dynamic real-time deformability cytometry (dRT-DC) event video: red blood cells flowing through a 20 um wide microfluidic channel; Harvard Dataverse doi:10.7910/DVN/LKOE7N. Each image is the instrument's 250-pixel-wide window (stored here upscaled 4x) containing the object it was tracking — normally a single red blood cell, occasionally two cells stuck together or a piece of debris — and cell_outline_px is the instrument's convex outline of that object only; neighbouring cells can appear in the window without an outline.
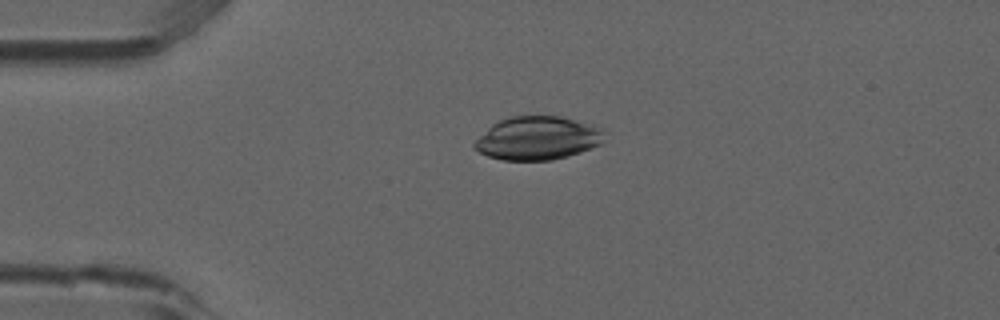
{"species": "common noctule bat (a hibernating species)", "species_latin": "Nyctalus noctula", "temperature_condition": "room temperature", "stored_images_in_passage": 4, "camera_frame_rate_fps": 3000, "um_per_image_px": 0.085, "animal": {"sex": "male", "forearm_length_mm": 52.5}, "frame": {"image": 1, "passage_image": 2, "time_ms": 0.333, "image_size_px": [1000, 320], "cell_outline_px": [[604, 128], [600, 144], [580, 152], [568, 156], [552, 160], [504, 160], [488, 156], [480, 152], [472, 144], [492, 124], [500, 120], [512, 116], [560, 116], [592, 124]], "centroid_in_image_um": [45.7, 11.74], "position_along_channel_um": 39.3, "area_um2": 32.6}}
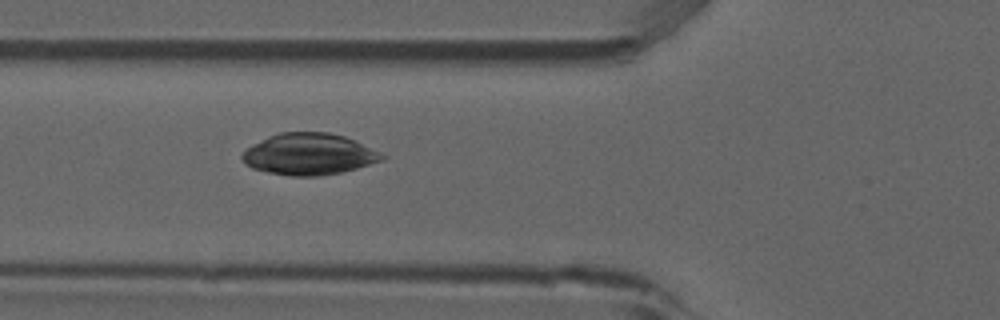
{"frame": {"image": 2, "passage_image": 4, "time_ms": 1.0, "image_size_px": [1000, 320], "cell_outline_px": [[388, 156], [380, 160], [356, 168], [340, 172], [316, 176], [292, 176], [268, 172], [252, 168], [244, 164], [240, 156], [248, 148], [268, 136], [280, 132], [328, 132], [344, 136]], "centroid_in_image_um": [26.22, 13.1], "position_along_channel_um": 99.6, "area_um2": 33.35}}